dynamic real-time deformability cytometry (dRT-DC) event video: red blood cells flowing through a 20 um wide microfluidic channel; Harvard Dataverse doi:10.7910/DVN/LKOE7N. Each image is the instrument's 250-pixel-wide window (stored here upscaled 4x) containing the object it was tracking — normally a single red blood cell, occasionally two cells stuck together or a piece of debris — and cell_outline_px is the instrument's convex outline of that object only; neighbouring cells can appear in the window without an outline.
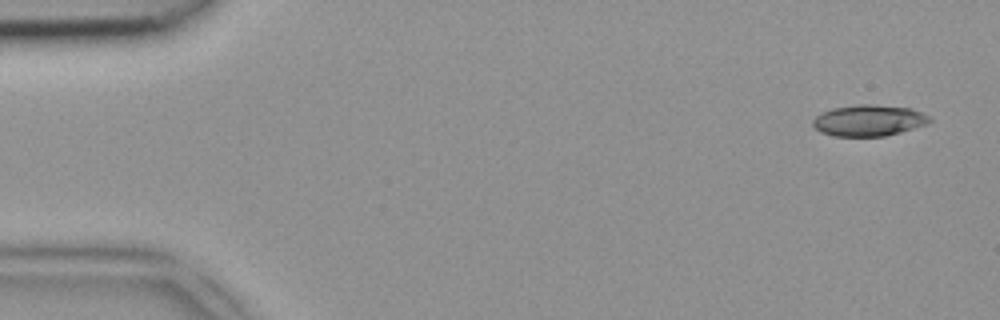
{"species": "common noctule bat (a hibernating species)", "species_latin": "Nyctalus noctula", "temperature_condition": "room temperature", "stored_images_in_passage": 47, "camera_frame_rate_fps": 3000, "um_per_image_px": 0.085, "animal": {"sex": "female", "body_mass_g": 18.4}, "frame": {"image": 1, "passage_image": 2, "time_ms": 0.333, "image_size_px": [1000, 320], "cell_outline_px": [[932, 120], [928, 124], [900, 132], [884, 136], [832, 136], [820, 132], [812, 124], [812, 120], [816, 116], [832, 108], [860, 104], [872, 104], [912, 108], [928, 116]], "centroid_in_image_um": [73.84, 10.24], "position_along_channel_um": 11.2, "area_um2": 21.21}}
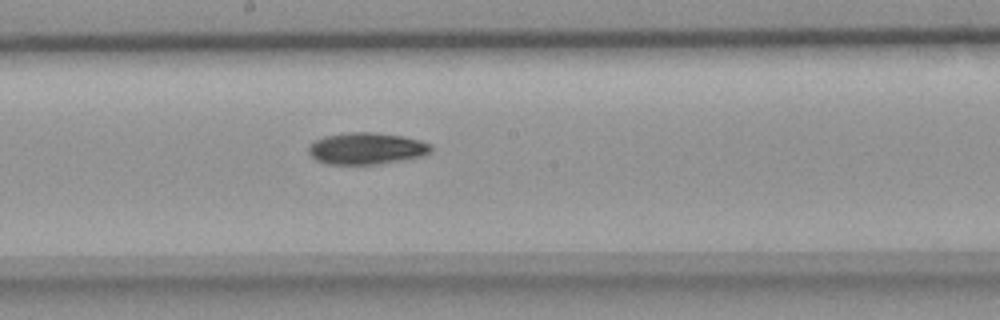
{"frame": {"image": 2, "passage_image": 25, "time_ms": 8.0, "image_size_px": [1000, 320], "cell_outline_px": [[432, 152], [424, 156], [380, 164], [328, 164], [316, 160], [308, 152], [308, 144], [324, 136], [348, 132], [372, 132], [404, 136], [420, 140], [432, 144]], "centroid_in_image_um": [31.18, 12.62], "position_along_channel_um": 217.0, "area_um2": 22.89}}
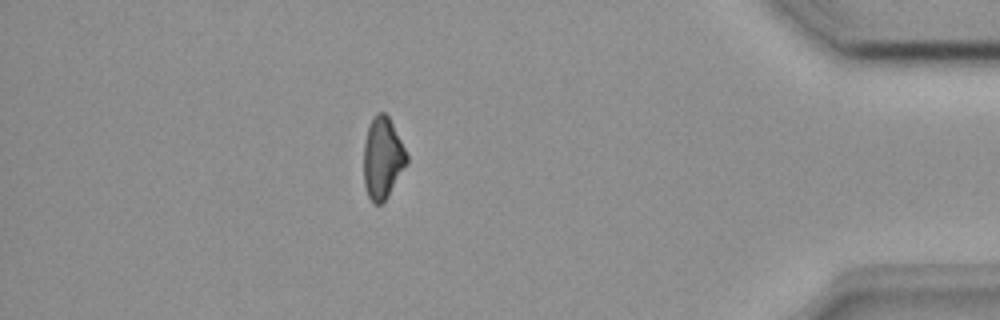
{"frame": {"image": 3, "passage_image": 41, "time_ms": 13.333, "image_size_px": [1000, 320], "cell_outline_px": [[408, 164], [384, 200], [380, 204], [376, 204], [368, 196], [364, 184], [364, 144], [368, 124], [372, 116], [376, 112], [384, 112], [388, 116], [408, 156]], "centroid_in_image_um": [32.51, 13.4], "position_along_channel_um": 402.7, "area_um2": 20.29}}